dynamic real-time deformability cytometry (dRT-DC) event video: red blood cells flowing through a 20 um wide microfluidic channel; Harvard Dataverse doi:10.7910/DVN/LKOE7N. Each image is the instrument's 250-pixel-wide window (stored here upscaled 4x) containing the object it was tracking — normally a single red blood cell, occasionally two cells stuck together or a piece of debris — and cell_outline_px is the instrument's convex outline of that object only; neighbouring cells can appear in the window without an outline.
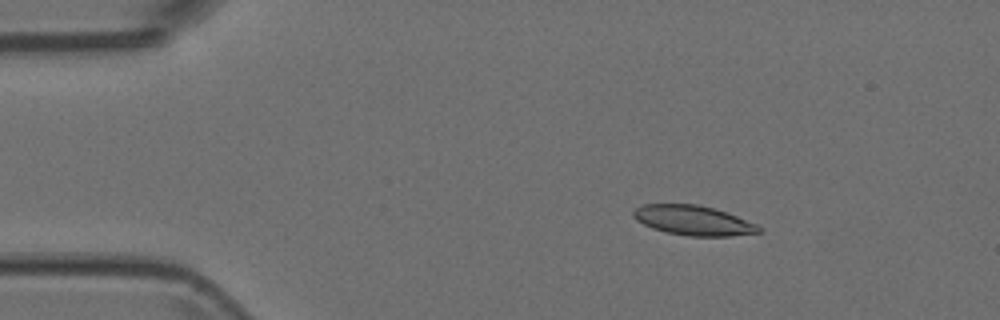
{"species": "Egyptian fruit bat (a non-hibernating species)", "species_latin": "Rousettus aegyptiacus", "temperature_condition": "room temperature", "stored_images_in_passage": 4, "camera_frame_rate_fps": 3000, "um_per_image_px": 0.085, "animal": {"sex": "female"}, "frame": {"image": 1, "passage_image": 3, "time_ms": 0.667, "image_size_px": [1000, 320], "cell_outline_px": [[764, 232], [728, 236], [688, 236], [668, 232], [652, 228], [636, 220], [632, 216], [632, 212], [636, 208], [644, 204], [696, 204], [712, 208], [736, 216], [756, 224], [764, 228]], "centroid_in_image_um": [58.94, 18.74], "position_along_channel_um": 26.1, "area_um2": 21.62}}